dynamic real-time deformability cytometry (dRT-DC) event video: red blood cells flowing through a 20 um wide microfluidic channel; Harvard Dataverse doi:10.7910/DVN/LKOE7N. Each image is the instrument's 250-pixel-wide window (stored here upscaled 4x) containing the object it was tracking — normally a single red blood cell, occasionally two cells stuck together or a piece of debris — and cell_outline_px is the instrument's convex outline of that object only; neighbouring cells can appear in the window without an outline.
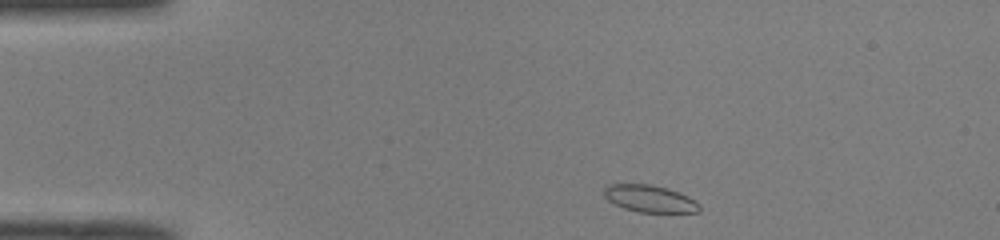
{"species": "common noctule bat (a hibernating species)", "species_latin": "Nyctalus noctula", "temperature_condition": "room temperature", "stored_images_in_passage": 42, "camera_frame_rate_fps": 3000, "um_per_image_px": 0.085, "animal": {"sex": "male", "body_mass_g": 19.0, "forearm_length_mm": 50.8}, "frame": {"image": 1, "passage_image": 1, "time_ms": 0.0, "image_size_px": [1000, 240], "cell_outline_px": [[700, 208], [696, 212], [640, 212], [624, 208], [608, 200], [604, 196], [604, 188], [608, 184], [652, 184], [668, 188], [688, 196], [696, 200], [700, 204]], "centroid_in_image_um": [55.24, 16.87], "position_along_channel_um": 29.8, "area_um2": 15.03}}
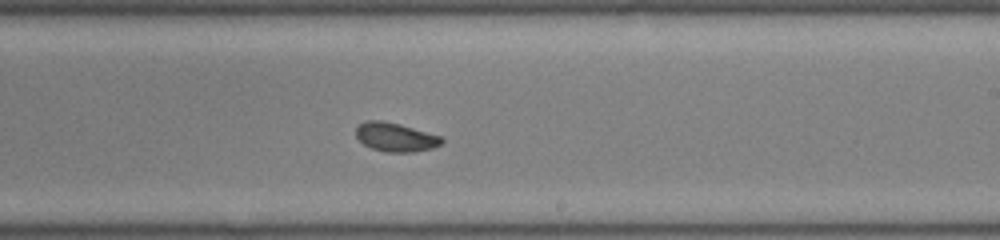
{"frame": {"image": 2, "passage_image": 22, "time_ms": 7.0, "image_size_px": [1000, 240], "cell_outline_px": [[444, 140], [440, 144], [432, 148], [412, 152], [388, 152], [372, 148], [364, 144], [356, 136], [356, 128], [360, 124], [368, 120], [380, 120], [400, 124], [440, 136]], "centroid_in_image_um": [33.61, 11.65], "position_along_channel_um": 255.4, "area_um2": 14.16}}
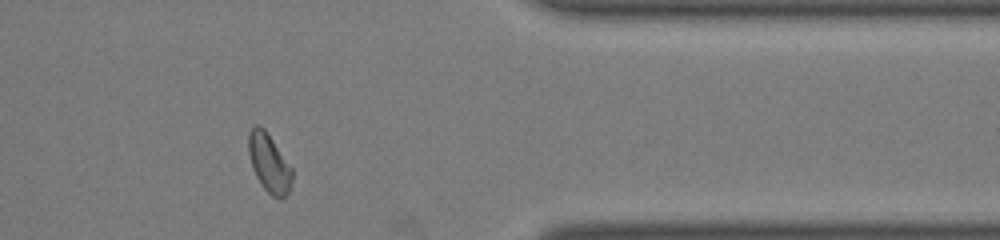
{"frame": {"image": 3, "passage_image": 33, "time_ms": 10.667, "image_size_px": [1000, 240], "cell_outline_px": [[292, 180], [288, 192], [280, 200], [272, 196], [264, 188], [256, 176], [252, 168], [248, 152], [248, 132], [252, 124], [260, 124], [264, 128], [292, 168]], "centroid_in_image_um": [22.84, 13.82], "position_along_channel_um": 388.6, "area_um2": 14.91}, "authors_computed_cell_mechanics": {"area_um2": 14.8546, "velocity_mm_per_s": 4.0707, "shape_relaxation_time_tau1_ms": null, "shape_relaxation_time_tau2_ms": 1.0801, "deformation_change_tau1": null, "deformation_change_tau2": 0.0492}}